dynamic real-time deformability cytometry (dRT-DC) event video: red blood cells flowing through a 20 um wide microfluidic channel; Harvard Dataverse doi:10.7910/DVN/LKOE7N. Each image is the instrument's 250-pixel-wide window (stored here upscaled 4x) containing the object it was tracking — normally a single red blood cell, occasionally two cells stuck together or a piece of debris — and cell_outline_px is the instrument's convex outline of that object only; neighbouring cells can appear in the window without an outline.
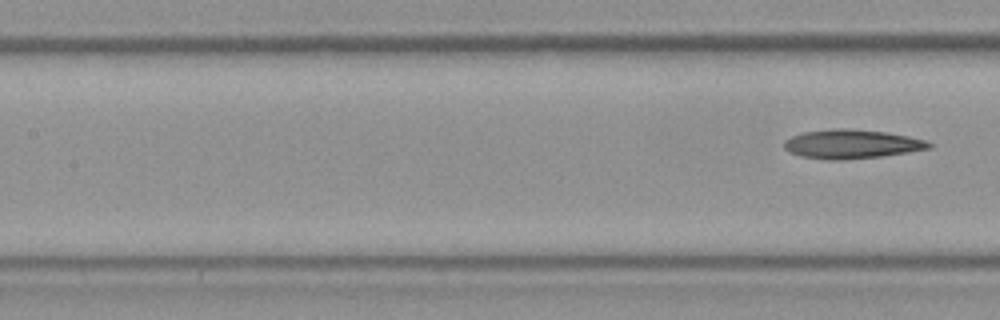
{"species": "Egyptian fruit bat (a non-hibernating species)", "species_latin": "Rousettus aegyptiacus", "temperature_condition": "room temperature", "stored_images_in_passage": 13, "segment_of_instrument_passage": [2, 2], "camera_frame_rate_fps": 3000, "um_per_image_px": 0.085, "frame": {"image": 1, "passage_image": 13, "time_ms": 4.0, "image_size_px": [1000, 320], "cell_outline_px": [[932, 148], [908, 152], [880, 156], [844, 160], [824, 160], [800, 156], [788, 152], [784, 148], [784, 140], [792, 136], [804, 132], [836, 128], [844, 128], [884, 132], [908, 136], [928, 140], [932, 144]], "centroid_in_image_um": [72.37, 12.25], "position_along_channel_um": 135.0, "area_um2": 24.57}}